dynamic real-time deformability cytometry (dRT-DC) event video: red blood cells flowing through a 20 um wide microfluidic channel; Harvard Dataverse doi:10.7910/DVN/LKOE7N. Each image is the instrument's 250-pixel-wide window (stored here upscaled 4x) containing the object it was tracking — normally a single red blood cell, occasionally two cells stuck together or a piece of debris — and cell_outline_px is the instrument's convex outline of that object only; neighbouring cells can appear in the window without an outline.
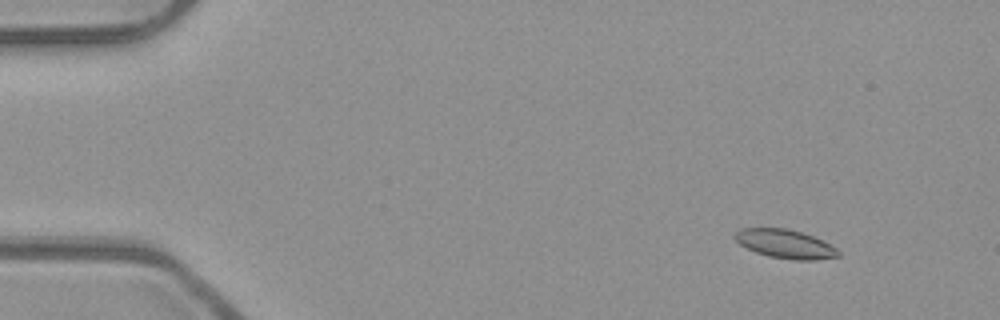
{"species": "common noctule bat (a hibernating species)", "species_latin": "Nyctalus noctula", "temperature_condition": "room temperature", "stored_images_in_passage": 4, "camera_frame_rate_fps": 3000, "um_per_image_px": 0.085, "animal": {"sex": "male", "body_mass_g": 23.1, "forearm_length_mm": 52.7}, "frame": {"image": 1, "passage_image": 2, "time_ms": 0.333, "image_size_px": [1000, 320], "cell_outline_px": [[840, 256], [816, 260], [792, 260], [768, 256], [756, 252], [740, 244], [732, 236], [740, 228], [788, 228], [812, 236], [836, 248], [840, 252]], "centroid_in_image_um": [66.72, 20.74], "position_along_channel_um": 18.3, "area_um2": 17.22}}
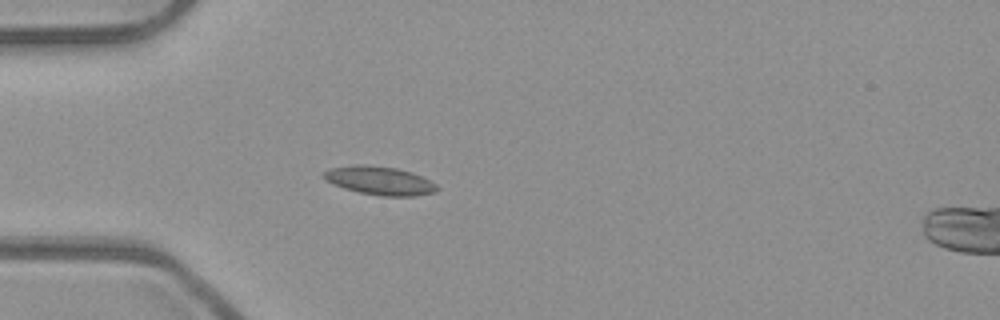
{"frame": {"image": 2, "passage_image": 4, "time_ms": 1.0, "image_size_px": [1000, 320], "cell_outline_px": [[440, 188], [436, 192], [416, 196], [380, 196], [360, 192], [344, 188], [332, 184], [324, 180], [320, 176], [320, 172], [332, 168], [356, 164], [364, 164], [396, 168], [412, 172], [436, 184]], "centroid_in_image_um": [32.23, 15.35], "position_along_channel_um": 52.8, "area_um2": 19.02}}